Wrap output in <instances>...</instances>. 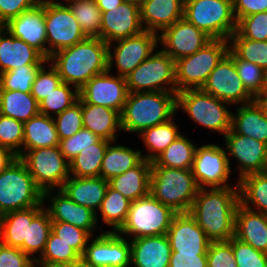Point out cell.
I'll return each mask as SVG.
<instances>
[{
    "instance_id": "obj_1",
    "label": "cell",
    "mask_w": 267,
    "mask_h": 267,
    "mask_svg": "<svg viewBox=\"0 0 267 267\" xmlns=\"http://www.w3.org/2000/svg\"><path fill=\"white\" fill-rule=\"evenodd\" d=\"M239 187L200 188L188 213L211 242L229 241L235 234Z\"/></svg>"
},
{
    "instance_id": "obj_2",
    "label": "cell",
    "mask_w": 267,
    "mask_h": 267,
    "mask_svg": "<svg viewBox=\"0 0 267 267\" xmlns=\"http://www.w3.org/2000/svg\"><path fill=\"white\" fill-rule=\"evenodd\" d=\"M48 62L62 82L80 90L95 75L108 71V44L101 38L87 37L50 56Z\"/></svg>"
},
{
    "instance_id": "obj_3",
    "label": "cell",
    "mask_w": 267,
    "mask_h": 267,
    "mask_svg": "<svg viewBox=\"0 0 267 267\" xmlns=\"http://www.w3.org/2000/svg\"><path fill=\"white\" fill-rule=\"evenodd\" d=\"M176 93H128L121 116V130L141 133L150 127L165 123L176 114Z\"/></svg>"
},
{
    "instance_id": "obj_4",
    "label": "cell",
    "mask_w": 267,
    "mask_h": 267,
    "mask_svg": "<svg viewBox=\"0 0 267 267\" xmlns=\"http://www.w3.org/2000/svg\"><path fill=\"white\" fill-rule=\"evenodd\" d=\"M191 169L151 166L150 194L176 213H186L199 191Z\"/></svg>"
},
{
    "instance_id": "obj_5",
    "label": "cell",
    "mask_w": 267,
    "mask_h": 267,
    "mask_svg": "<svg viewBox=\"0 0 267 267\" xmlns=\"http://www.w3.org/2000/svg\"><path fill=\"white\" fill-rule=\"evenodd\" d=\"M42 202L43 192L17 157L0 173V214L39 206Z\"/></svg>"
},
{
    "instance_id": "obj_6",
    "label": "cell",
    "mask_w": 267,
    "mask_h": 267,
    "mask_svg": "<svg viewBox=\"0 0 267 267\" xmlns=\"http://www.w3.org/2000/svg\"><path fill=\"white\" fill-rule=\"evenodd\" d=\"M229 52V42L212 39L194 54L175 61L176 93L186 89H200L208 76Z\"/></svg>"
},
{
    "instance_id": "obj_7",
    "label": "cell",
    "mask_w": 267,
    "mask_h": 267,
    "mask_svg": "<svg viewBox=\"0 0 267 267\" xmlns=\"http://www.w3.org/2000/svg\"><path fill=\"white\" fill-rule=\"evenodd\" d=\"M175 214L149 193L131 203L126 221L117 233L126 238L132 235L131 239L164 235Z\"/></svg>"
},
{
    "instance_id": "obj_8",
    "label": "cell",
    "mask_w": 267,
    "mask_h": 267,
    "mask_svg": "<svg viewBox=\"0 0 267 267\" xmlns=\"http://www.w3.org/2000/svg\"><path fill=\"white\" fill-rule=\"evenodd\" d=\"M231 104L200 89H186L176 93V108L183 109L195 123L223 136L231 129Z\"/></svg>"
},
{
    "instance_id": "obj_9",
    "label": "cell",
    "mask_w": 267,
    "mask_h": 267,
    "mask_svg": "<svg viewBox=\"0 0 267 267\" xmlns=\"http://www.w3.org/2000/svg\"><path fill=\"white\" fill-rule=\"evenodd\" d=\"M183 17L212 39L228 40L237 29L232 0H184Z\"/></svg>"
},
{
    "instance_id": "obj_10",
    "label": "cell",
    "mask_w": 267,
    "mask_h": 267,
    "mask_svg": "<svg viewBox=\"0 0 267 267\" xmlns=\"http://www.w3.org/2000/svg\"><path fill=\"white\" fill-rule=\"evenodd\" d=\"M175 71V61L160 49L126 77L128 92L176 93Z\"/></svg>"
},
{
    "instance_id": "obj_11",
    "label": "cell",
    "mask_w": 267,
    "mask_h": 267,
    "mask_svg": "<svg viewBox=\"0 0 267 267\" xmlns=\"http://www.w3.org/2000/svg\"><path fill=\"white\" fill-rule=\"evenodd\" d=\"M25 152L19 158L25 163L36 186L42 192L61 189L70 172L69 162L59 147H43Z\"/></svg>"
},
{
    "instance_id": "obj_12",
    "label": "cell",
    "mask_w": 267,
    "mask_h": 267,
    "mask_svg": "<svg viewBox=\"0 0 267 267\" xmlns=\"http://www.w3.org/2000/svg\"><path fill=\"white\" fill-rule=\"evenodd\" d=\"M45 1L47 60L60 50L69 48L87 37L67 4L56 0Z\"/></svg>"
},
{
    "instance_id": "obj_13",
    "label": "cell",
    "mask_w": 267,
    "mask_h": 267,
    "mask_svg": "<svg viewBox=\"0 0 267 267\" xmlns=\"http://www.w3.org/2000/svg\"><path fill=\"white\" fill-rule=\"evenodd\" d=\"M115 42L117 46L113 47V53L111 43L108 44V71L111 72L115 63L118 76L127 77L153 54L159 43V36L154 32L144 30L138 35L113 41Z\"/></svg>"
},
{
    "instance_id": "obj_14",
    "label": "cell",
    "mask_w": 267,
    "mask_h": 267,
    "mask_svg": "<svg viewBox=\"0 0 267 267\" xmlns=\"http://www.w3.org/2000/svg\"><path fill=\"white\" fill-rule=\"evenodd\" d=\"M215 144L197 147L191 171L199 188H224L231 175L230 157Z\"/></svg>"
},
{
    "instance_id": "obj_15",
    "label": "cell",
    "mask_w": 267,
    "mask_h": 267,
    "mask_svg": "<svg viewBox=\"0 0 267 267\" xmlns=\"http://www.w3.org/2000/svg\"><path fill=\"white\" fill-rule=\"evenodd\" d=\"M201 89L231 105L247 104L255 100L244 87L234 60L228 54L210 73Z\"/></svg>"
},
{
    "instance_id": "obj_16",
    "label": "cell",
    "mask_w": 267,
    "mask_h": 267,
    "mask_svg": "<svg viewBox=\"0 0 267 267\" xmlns=\"http://www.w3.org/2000/svg\"><path fill=\"white\" fill-rule=\"evenodd\" d=\"M111 73L106 71L95 75L79 90V100L87 104L108 107L121 114L129 93L126 77Z\"/></svg>"
},
{
    "instance_id": "obj_17",
    "label": "cell",
    "mask_w": 267,
    "mask_h": 267,
    "mask_svg": "<svg viewBox=\"0 0 267 267\" xmlns=\"http://www.w3.org/2000/svg\"><path fill=\"white\" fill-rule=\"evenodd\" d=\"M128 241L117 232H102L87 242L82 257L97 267H130L131 244Z\"/></svg>"
},
{
    "instance_id": "obj_18",
    "label": "cell",
    "mask_w": 267,
    "mask_h": 267,
    "mask_svg": "<svg viewBox=\"0 0 267 267\" xmlns=\"http://www.w3.org/2000/svg\"><path fill=\"white\" fill-rule=\"evenodd\" d=\"M227 156L239 164L238 180L246 175L267 171V143L235 133L230 129L224 136Z\"/></svg>"
},
{
    "instance_id": "obj_19",
    "label": "cell",
    "mask_w": 267,
    "mask_h": 267,
    "mask_svg": "<svg viewBox=\"0 0 267 267\" xmlns=\"http://www.w3.org/2000/svg\"><path fill=\"white\" fill-rule=\"evenodd\" d=\"M162 50L174 61L194 54L212 40L184 17L158 34Z\"/></svg>"
},
{
    "instance_id": "obj_20",
    "label": "cell",
    "mask_w": 267,
    "mask_h": 267,
    "mask_svg": "<svg viewBox=\"0 0 267 267\" xmlns=\"http://www.w3.org/2000/svg\"><path fill=\"white\" fill-rule=\"evenodd\" d=\"M143 31L140 5L137 3L123 1L118 7L102 12L100 38L107 44Z\"/></svg>"
},
{
    "instance_id": "obj_21",
    "label": "cell",
    "mask_w": 267,
    "mask_h": 267,
    "mask_svg": "<svg viewBox=\"0 0 267 267\" xmlns=\"http://www.w3.org/2000/svg\"><path fill=\"white\" fill-rule=\"evenodd\" d=\"M15 38L23 40L47 59L45 1L22 12L3 26Z\"/></svg>"
},
{
    "instance_id": "obj_22",
    "label": "cell",
    "mask_w": 267,
    "mask_h": 267,
    "mask_svg": "<svg viewBox=\"0 0 267 267\" xmlns=\"http://www.w3.org/2000/svg\"><path fill=\"white\" fill-rule=\"evenodd\" d=\"M172 252L207 254L210 240L188 213H176L167 232Z\"/></svg>"
},
{
    "instance_id": "obj_23",
    "label": "cell",
    "mask_w": 267,
    "mask_h": 267,
    "mask_svg": "<svg viewBox=\"0 0 267 267\" xmlns=\"http://www.w3.org/2000/svg\"><path fill=\"white\" fill-rule=\"evenodd\" d=\"M53 191L48 190L43 192V203L47 199L50 202V205L44 209L48 212L51 220L67 222L86 230L93 236L99 214L90 208L75 203L60 189H58L57 194Z\"/></svg>"
},
{
    "instance_id": "obj_24",
    "label": "cell",
    "mask_w": 267,
    "mask_h": 267,
    "mask_svg": "<svg viewBox=\"0 0 267 267\" xmlns=\"http://www.w3.org/2000/svg\"><path fill=\"white\" fill-rule=\"evenodd\" d=\"M46 62L48 60L39 51L0 26V74L26 65H45Z\"/></svg>"
},
{
    "instance_id": "obj_25",
    "label": "cell",
    "mask_w": 267,
    "mask_h": 267,
    "mask_svg": "<svg viewBox=\"0 0 267 267\" xmlns=\"http://www.w3.org/2000/svg\"><path fill=\"white\" fill-rule=\"evenodd\" d=\"M130 244V265L169 267L172 251L167 234L130 239Z\"/></svg>"
},
{
    "instance_id": "obj_26",
    "label": "cell",
    "mask_w": 267,
    "mask_h": 267,
    "mask_svg": "<svg viewBox=\"0 0 267 267\" xmlns=\"http://www.w3.org/2000/svg\"><path fill=\"white\" fill-rule=\"evenodd\" d=\"M140 16L144 30L159 34L183 18L184 0H143Z\"/></svg>"
},
{
    "instance_id": "obj_27",
    "label": "cell",
    "mask_w": 267,
    "mask_h": 267,
    "mask_svg": "<svg viewBox=\"0 0 267 267\" xmlns=\"http://www.w3.org/2000/svg\"><path fill=\"white\" fill-rule=\"evenodd\" d=\"M234 237L267 253V215L238 204Z\"/></svg>"
},
{
    "instance_id": "obj_28",
    "label": "cell",
    "mask_w": 267,
    "mask_h": 267,
    "mask_svg": "<svg viewBox=\"0 0 267 267\" xmlns=\"http://www.w3.org/2000/svg\"><path fill=\"white\" fill-rule=\"evenodd\" d=\"M108 180L101 177H75L69 176L62 188L63 191L72 201L90 208L95 213L101 206L105 197Z\"/></svg>"
},
{
    "instance_id": "obj_29",
    "label": "cell",
    "mask_w": 267,
    "mask_h": 267,
    "mask_svg": "<svg viewBox=\"0 0 267 267\" xmlns=\"http://www.w3.org/2000/svg\"><path fill=\"white\" fill-rule=\"evenodd\" d=\"M83 127L101 139L116 142L117 130L121 131V116L108 107L81 102Z\"/></svg>"
},
{
    "instance_id": "obj_30",
    "label": "cell",
    "mask_w": 267,
    "mask_h": 267,
    "mask_svg": "<svg viewBox=\"0 0 267 267\" xmlns=\"http://www.w3.org/2000/svg\"><path fill=\"white\" fill-rule=\"evenodd\" d=\"M151 164V161L143 158L135 167L108 180L109 186L132 202L148 195Z\"/></svg>"
},
{
    "instance_id": "obj_31",
    "label": "cell",
    "mask_w": 267,
    "mask_h": 267,
    "mask_svg": "<svg viewBox=\"0 0 267 267\" xmlns=\"http://www.w3.org/2000/svg\"><path fill=\"white\" fill-rule=\"evenodd\" d=\"M232 112L231 129L244 136L267 143V116L261 104L255 99L247 104H240Z\"/></svg>"
},
{
    "instance_id": "obj_32",
    "label": "cell",
    "mask_w": 267,
    "mask_h": 267,
    "mask_svg": "<svg viewBox=\"0 0 267 267\" xmlns=\"http://www.w3.org/2000/svg\"><path fill=\"white\" fill-rule=\"evenodd\" d=\"M45 204L24 210L10 211L2 215V243L18 247L24 252V241H27L28 221H32Z\"/></svg>"
},
{
    "instance_id": "obj_33",
    "label": "cell",
    "mask_w": 267,
    "mask_h": 267,
    "mask_svg": "<svg viewBox=\"0 0 267 267\" xmlns=\"http://www.w3.org/2000/svg\"><path fill=\"white\" fill-rule=\"evenodd\" d=\"M59 136L53 117L38 113L24 122V137L22 153L43 147L59 145Z\"/></svg>"
},
{
    "instance_id": "obj_34",
    "label": "cell",
    "mask_w": 267,
    "mask_h": 267,
    "mask_svg": "<svg viewBox=\"0 0 267 267\" xmlns=\"http://www.w3.org/2000/svg\"><path fill=\"white\" fill-rule=\"evenodd\" d=\"M112 143L107 146L101 165L100 177L105 180L123 174L143 159L141 151Z\"/></svg>"
},
{
    "instance_id": "obj_35",
    "label": "cell",
    "mask_w": 267,
    "mask_h": 267,
    "mask_svg": "<svg viewBox=\"0 0 267 267\" xmlns=\"http://www.w3.org/2000/svg\"><path fill=\"white\" fill-rule=\"evenodd\" d=\"M237 183L240 204L267 215V171L246 175Z\"/></svg>"
},
{
    "instance_id": "obj_36",
    "label": "cell",
    "mask_w": 267,
    "mask_h": 267,
    "mask_svg": "<svg viewBox=\"0 0 267 267\" xmlns=\"http://www.w3.org/2000/svg\"><path fill=\"white\" fill-rule=\"evenodd\" d=\"M38 113L39 103L31 93L0 90V114L24 123Z\"/></svg>"
},
{
    "instance_id": "obj_37",
    "label": "cell",
    "mask_w": 267,
    "mask_h": 267,
    "mask_svg": "<svg viewBox=\"0 0 267 267\" xmlns=\"http://www.w3.org/2000/svg\"><path fill=\"white\" fill-rule=\"evenodd\" d=\"M111 142L99 139L95 144L83 149L69 162V172L75 177H100L102 160Z\"/></svg>"
},
{
    "instance_id": "obj_38",
    "label": "cell",
    "mask_w": 267,
    "mask_h": 267,
    "mask_svg": "<svg viewBox=\"0 0 267 267\" xmlns=\"http://www.w3.org/2000/svg\"><path fill=\"white\" fill-rule=\"evenodd\" d=\"M197 146L180 134L153 161L151 166L191 169Z\"/></svg>"
},
{
    "instance_id": "obj_39",
    "label": "cell",
    "mask_w": 267,
    "mask_h": 267,
    "mask_svg": "<svg viewBox=\"0 0 267 267\" xmlns=\"http://www.w3.org/2000/svg\"><path fill=\"white\" fill-rule=\"evenodd\" d=\"M178 127L172 118L165 123L143 130L139 136L149 153L142 157L152 162L181 134Z\"/></svg>"
},
{
    "instance_id": "obj_40",
    "label": "cell",
    "mask_w": 267,
    "mask_h": 267,
    "mask_svg": "<svg viewBox=\"0 0 267 267\" xmlns=\"http://www.w3.org/2000/svg\"><path fill=\"white\" fill-rule=\"evenodd\" d=\"M132 201L110 186L98 211L105 224L112 227L108 232H117L125 223Z\"/></svg>"
},
{
    "instance_id": "obj_41",
    "label": "cell",
    "mask_w": 267,
    "mask_h": 267,
    "mask_svg": "<svg viewBox=\"0 0 267 267\" xmlns=\"http://www.w3.org/2000/svg\"><path fill=\"white\" fill-rule=\"evenodd\" d=\"M81 256L52 231L40 258L35 256V265L40 267H67Z\"/></svg>"
},
{
    "instance_id": "obj_42",
    "label": "cell",
    "mask_w": 267,
    "mask_h": 267,
    "mask_svg": "<svg viewBox=\"0 0 267 267\" xmlns=\"http://www.w3.org/2000/svg\"><path fill=\"white\" fill-rule=\"evenodd\" d=\"M228 42L229 50L237 58L256 64L267 73V41L243 38L235 31Z\"/></svg>"
},
{
    "instance_id": "obj_43",
    "label": "cell",
    "mask_w": 267,
    "mask_h": 267,
    "mask_svg": "<svg viewBox=\"0 0 267 267\" xmlns=\"http://www.w3.org/2000/svg\"><path fill=\"white\" fill-rule=\"evenodd\" d=\"M86 37L100 38L102 12L95 0H73L67 3Z\"/></svg>"
},
{
    "instance_id": "obj_44",
    "label": "cell",
    "mask_w": 267,
    "mask_h": 267,
    "mask_svg": "<svg viewBox=\"0 0 267 267\" xmlns=\"http://www.w3.org/2000/svg\"><path fill=\"white\" fill-rule=\"evenodd\" d=\"M52 229V220L43 209L32 221H28L27 241H24V253L35 260L34 254L44 252L47 239Z\"/></svg>"
},
{
    "instance_id": "obj_45",
    "label": "cell",
    "mask_w": 267,
    "mask_h": 267,
    "mask_svg": "<svg viewBox=\"0 0 267 267\" xmlns=\"http://www.w3.org/2000/svg\"><path fill=\"white\" fill-rule=\"evenodd\" d=\"M228 55L234 60L238 76L246 90L256 99L266 86L267 73L258 65L237 58L230 50Z\"/></svg>"
},
{
    "instance_id": "obj_46",
    "label": "cell",
    "mask_w": 267,
    "mask_h": 267,
    "mask_svg": "<svg viewBox=\"0 0 267 267\" xmlns=\"http://www.w3.org/2000/svg\"><path fill=\"white\" fill-rule=\"evenodd\" d=\"M73 86L62 82L54 91H52L43 101L39 103L41 114L53 117L51 112L58 115L71 107L79 99V90H72Z\"/></svg>"
},
{
    "instance_id": "obj_47",
    "label": "cell",
    "mask_w": 267,
    "mask_h": 267,
    "mask_svg": "<svg viewBox=\"0 0 267 267\" xmlns=\"http://www.w3.org/2000/svg\"><path fill=\"white\" fill-rule=\"evenodd\" d=\"M43 65H26L0 74V90L30 93L38 70Z\"/></svg>"
},
{
    "instance_id": "obj_48",
    "label": "cell",
    "mask_w": 267,
    "mask_h": 267,
    "mask_svg": "<svg viewBox=\"0 0 267 267\" xmlns=\"http://www.w3.org/2000/svg\"><path fill=\"white\" fill-rule=\"evenodd\" d=\"M24 123L0 114V148L20 156L23 150Z\"/></svg>"
},
{
    "instance_id": "obj_49",
    "label": "cell",
    "mask_w": 267,
    "mask_h": 267,
    "mask_svg": "<svg viewBox=\"0 0 267 267\" xmlns=\"http://www.w3.org/2000/svg\"><path fill=\"white\" fill-rule=\"evenodd\" d=\"M51 231L68 243L81 257L87 242L91 240V235L86 230L63 221H52Z\"/></svg>"
},
{
    "instance_id": "obj_50",
    "label": "cell",
    "mask_w": 267,
    "mask_h": 267,
    "mask_svg": "<svg viewBox=\"0 0 267 267\" xmlns=\"http://www.w3.org/2000/svg\"><path fill=\"white\" fill-rule=\"evenodd\" d=\"M57 117V118H56ZM59 139L72 137L83 128L81 101L78 99L71 107L54 116Z\"/></svg>"
},
{
    "instance_id": "obj_51",
    "label": "cell",
    "mask_w": 267,
    "mask_h": 267,
    "mask_svg": "<svg viewBox=\"0 0 267 267\" xmlns=\"http://www.w3.org/2000/svg\"><path fill=\"white\" fill-rule=\"evenodd\" d=\"M47 63L49 64V67L47 66ZM45 67H48L49 69L47 70ZM61 83L62 80L58 75L57 70L50 64V62H46V66L43 65L38 70L30 93L35 100L40 103Z\"/></svg>"
},
{
    "instance_id": "obj_52",
    "label": "cell",
    "mask_w": 267,
    "mask_h": 267,
    "mask_svg": "<svg viewBox=\"0 0 267 267\" xmlns=\"http://www.w3.org/2000/svg\"><path fill=\"white\" fill-rule=\"evenodd\" d=\"M232 245L238 267H267V253L253 248L236 237L228 241Z\"/></svg>"
},
{
    "instance_id": "obj_53",
    "label": "cell",
    "mask_w": 267,
    "mask_h": 267,
    "mask_svg": "<svg viewBox=\"0 0 267 267\" xmlns=\"http://www.w3.org/2000/svg\"><path fill=\"white\" fill-rule=\"evenodd\" d=\"M236 31L250 40L267 41V11L242 17Z\"/></svg>"
},
{
    "instance_id": "obj_54",
    "label": "cell",
    "mask_w": 267,
    "mask_h": 267,
    "mask_svg": "<svg viewBox=\"0 0 267 267\" xmlns=\"http://www.w3.org/2000/svg\"><path fill=\"white\" fill-rule=\"evenodd\" d=\"M100 138L86 128H82L79 132L75 133L72 137L59 140V149L65 159L70 162L75 158L83 149L95 144Z\"/></svg>"
},
{
    "instance_id": "obj_55",
    "label": "cell",
    "mask_w": 267,
    "mask_h": 267,
    "mask_svg": "<svg viewBox=\"0 0 267 267\" xmlns=\"http://www.w3.org/2000/svg\"><path fill=\"white\" fill-rule=\"evenodd\" d=\"M207 267H238L232 245L228 241L210 242L207 250Z\"/></svg>"
},
{
    "instance_id": "obj_56",
    "label": "cell",
    "mask_w": 267,
    "mask_h": 267,
    "mask_svg": "<svg viewBox=\"0 0 267 267\" xmlns=\"http://www.w3.org/2000/svg\"><path fill=\"white\" fill-rule=\"evenodd\" d=\"M35 260L18 247L0 244V267H35Z\"/></svg>"
},
{
    "instance_id": "obj_57",
    "label": "cell",
    "mask_w": 267,
    "mask_h": 267,
    "mask_svg": "<svg viewBox=\"0 0 267 267\" xmlns=\"http://www.w3.org/2000/svg\"><path fill=\"white\" fill-rule=\"evenodd\" d=\"M39 3L41 0H0V26Z\"/></svg>"
},
{
    "instance_id": "obj_58",
    "label": "cell",
    "mask_w": 267,
    "mask_h": 267,
    "mask_svg": "<svg viewBox=\"0 0 267 267\" xmlns=\"http://www.w3.org/2000/svg\"><path fill=\"white\" fill-rule=\"evenodd\" d=\"M232 4L236 22L242 17L267 11V0H232Z\"/></svg>"
},
{
    "instance_id": "obj_59",
    "label": "cell",
    "mask_w": 267,
    "mask_h": 267,
    "mask_svg": "<svg viewBox=\"0 0 267 267\" xmlns=\"http://www.w3.org/2000/svg\"><path fill=\"white\" fill-rule=\"evenodd\" d=\"M169 267H207V254L171 252Z\"/></svg>"
},
{
    "instance_id": "obj_60",
    "label": "cell",
    "mask_w": 267,
    "mask_h": 267,
    "mask_svg": "<svg viewBox=\"0 0 267 267\" xmlns=\"http://www.w3.org/2000/svg\"><path fill=\"white\" fill-rule=\"evenodd\" d=\"M18 156L12 151L0 148V173L4 171Z\"/></svg>"
},
{
    "instance_id": "obj_61",
    "label": "cell",
    "mask_w": 267,
    "mask_h": 267,
    "mask_svg": "<svg viewBox=\"0 0 267 267\" xmlns=\"http://www.w3.org/2000/svg\"><path fill=\"white\" fill-rule=\"evenodd\" d=\"M101 12L118 7L125 0H95Z\"/></svg>"
},
{
    "instance_id": "obj_62",
    "label": "cell",
    "mask_w": 267,
    "mask_h": 267,
    "mask_svg": "<svg viewBox=\"0 0 267 267\" xmlns=\"http://www.w3.org/2000/svg\"><path fill=\"white\" fill-rule=\"evenodd\" d=\"M67 267H97V266L90 264L83 257H80L78 260L74 261Z\"/></svg>"
},
{
    "instance_id": "obj_63",
    "label": "cell",
    "mask_w": 267,
    "mask_h": 267,
    "mask_svg": "<svg viewBox=\"0 0 267 267\" xmlns=\"http://www.w3.org/2000/svg\"><path fill=\"white\" fill-rule=\"evenodd\" d=\"M257 101H267V80H266V86H265V90L263 92V94L256 98Z\"/></svg>"
},
{
    "instance_id": "obj_64",
    "label": "cell",
    "mask_w": 267,
    "mask_h": 267,
    "mask_svg": "<svg viewBox=\"0 0 267 267\" xmlns=\"http://www.w3.org/2000/svg\"><path fill=\"white\" fill-rule=\"evenodd\" d=\"M258 102L261 104V106L264 109V112L267 116V101H258Z\"/></svg>"
},
{
    "instance_id": "obj_65",
    "label": "cell",
    "mask_w": 267,
    "mask_h": 267,
    "mask_svg": "<svg viewBox=\"0 0 267 267\" xmlns=\"http://www.w3.org/2000/svg\"><path fill=\"white\" fill-rule=\"evenodd\" d=\"M0 244H2V215L0 214Z\"/></svg>"
},
{
    "instance_id": "obj_66",
    "label": "cell",
    "mask_w": 267,
    "mask_h": 267,
    "mask_svg": "<svg viewBox=\"0 0 267 267\" xmlns=\"http://www.w3.org/2000/svg\"><path fill=\"white\" fill-rule=\"evenodd\" d=\"M125 1L134 2L140 5L143 0H125Z\"/></svg>"
},
{
    "instance_id": "obj_67",
    "label": "cell",
    "mask_w": 267,
    "mask_h": 267,
    "mask_svg": "<svg viewBox=\"0 0 267 267\" xmlns=\"http://www.w3.org/2000/svg\"><path fill=\"white\" fill-rule=\"evenodd\" d=\"M63 1H65L64 4H67L68 2L73 1V0H63Z\"/></svg>"
}]
</instances>
